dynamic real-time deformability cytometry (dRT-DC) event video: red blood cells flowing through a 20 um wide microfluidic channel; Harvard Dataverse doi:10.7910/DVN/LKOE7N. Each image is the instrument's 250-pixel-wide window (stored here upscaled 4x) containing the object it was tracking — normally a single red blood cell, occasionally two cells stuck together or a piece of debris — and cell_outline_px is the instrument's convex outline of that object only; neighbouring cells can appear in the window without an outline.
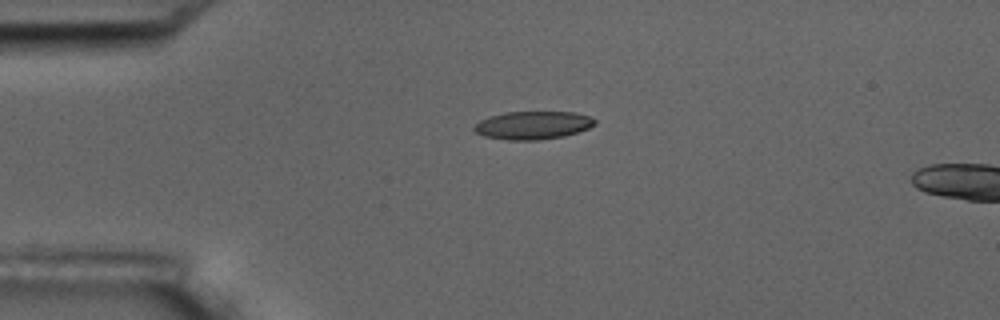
{"species": "common noctule bat (a hibernating species)", "species_latin": "Nyctalus noctula", "temperature_condition": "room temperature", "stored_images_in_passage": 3, "segment_of_instrument_passage": [1, 2], "camera_frame_rate_fps": 3000, "um_per_image_px": 0.085, "animal": {"sex": "male", "body_mass_g": 17.5, "forearm_length_mm": 52.3}, "frame": {"image": 1, "passage_image": 1, "time_ms": 0.0, "image_size_px": [1000, 320], "cell_outline_px": [[596, 124], [588, 128], [564, 136], [536, 140], [508, 140], [484, 136], [476, 132], [472, 128], [480, 120], [488, 116], [504, 112], [576, 112], [588, 116], [596, 120]], "centroid_in_image_um": [45.27, 10.64], "position_along_channel_um": 39.7, "area_um2": 19.71}}